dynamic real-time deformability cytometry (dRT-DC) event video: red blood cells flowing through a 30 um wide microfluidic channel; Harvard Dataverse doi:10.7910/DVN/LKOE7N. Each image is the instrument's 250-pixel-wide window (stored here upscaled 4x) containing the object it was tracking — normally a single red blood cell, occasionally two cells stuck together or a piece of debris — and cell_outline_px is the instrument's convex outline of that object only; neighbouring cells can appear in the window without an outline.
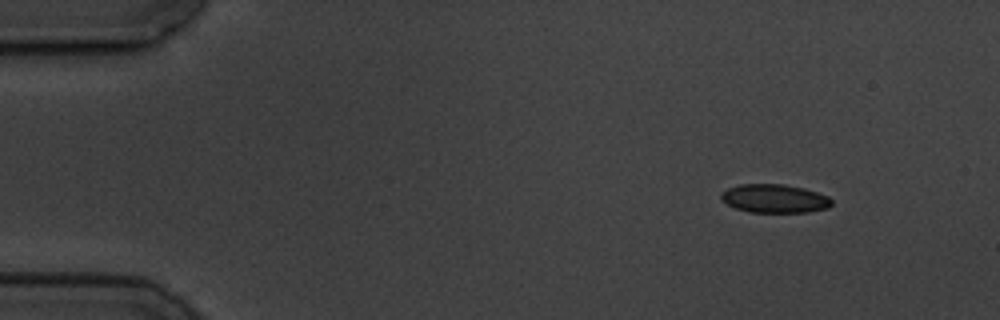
{"species": "common noctule bat (a hibernating species)", "species_latin": "Nyctalus noctula", "temperature_condition": "cold", "stored_images_in_passage": 5, "camera_frame_rate_fps": 3000, "um_per_image_px": 0.085, "animal": {"sex": "male", "body_mass_g": 19.5, "forearm_length_mm": 54.6}, "frame": {"image": 1, "passage_image": 1, "time_ms": 0.0, "image_size_px": [1000, 320], "cell_outline_px": [[832, 204], [828, 208], [808, 212], [748, 212], [736, 208], [728, 204], [720, 196], [720, 192], [728, 188], [740, 184], [784, 184], [804, 188], [828, 196], [832, 200]], "centroid_in_image_um": [65.84, 16.87], "position_along_channel_um": 19.2, "area_um2": 18.38}}
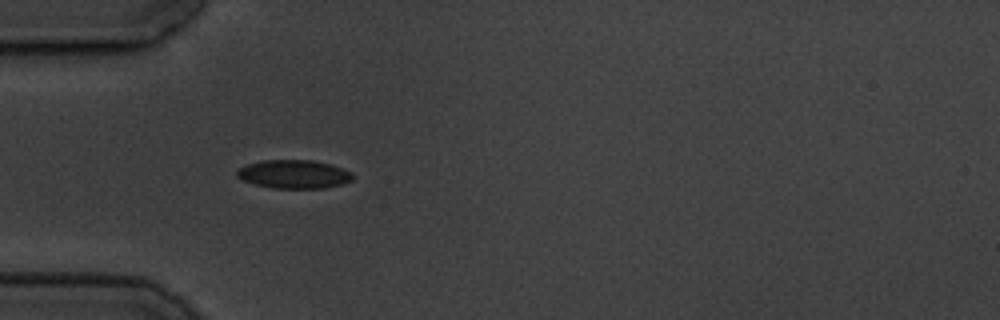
{"frame": {"image": 2, "passage_image": 4, "time_ms": 3.667, "image_size_px": [1000, 320], "cell_outline_px": [[352, 180], [340, 184], [324, 188], [272, 188], [256, 184], [244, 180], [236, 176], [236, 172], [240, 168], [248, 164], [264, 160], [312, 160], [332, 164], [344, 168], [352, 172]], "centroid_in_image_um": [25.01, 14.8], "position_along_channel_um": 60.0, "area_um2": 19.13}}
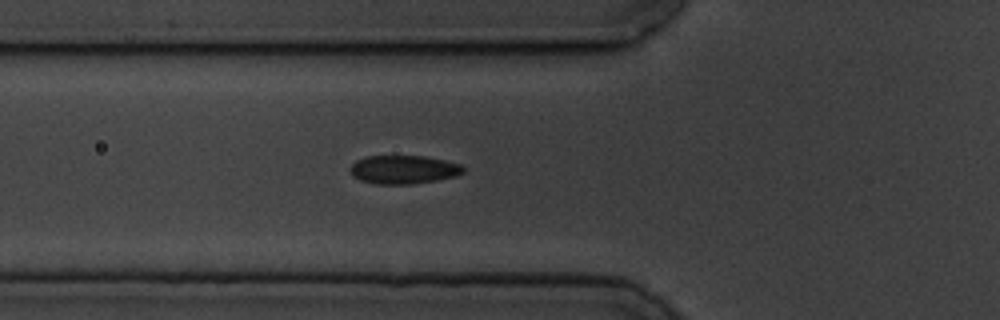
{"frame": {"image": 3, "passage_image": 5, "time_ms": 4.667, "image_size_px": [1000, 320], "cell_outline_px": [[464, 172], [456, 176], [436, 180], [412, 184], [376, 184], [360, 180], [352, 176], [348, 168], [356, 160], [368, 156], [424, 156], [444, 160], [460, 164], [464, 168]], "centroid_in_image_um": [34.27, 14.41], "position_along_channel_um": 91.5, "area_um2": 18.84}}